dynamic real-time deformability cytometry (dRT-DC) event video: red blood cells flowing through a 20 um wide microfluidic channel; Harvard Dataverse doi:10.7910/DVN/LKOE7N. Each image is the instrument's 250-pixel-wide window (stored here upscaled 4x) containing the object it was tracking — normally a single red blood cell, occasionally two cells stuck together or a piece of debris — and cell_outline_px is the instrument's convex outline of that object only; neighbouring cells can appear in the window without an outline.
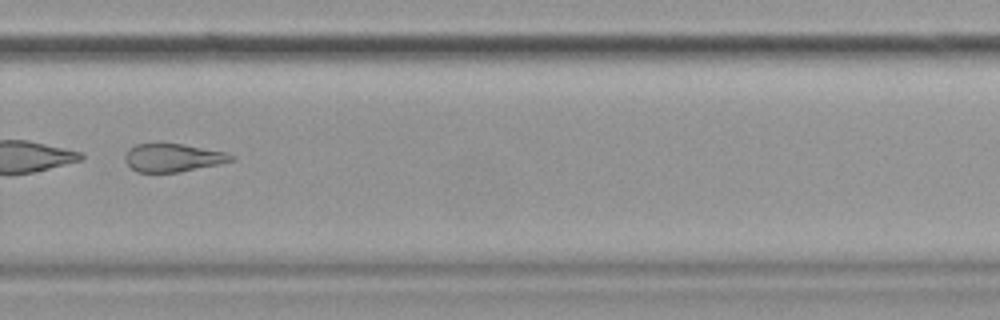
{"species": "common noctule bat (a hibernating species)", "species_latin": "Nyctalus noctula", "temperature_condition": "cold", "stored_images_in_passage": 45, "segment_of_instrument_passage": [2, 2], "camera_frame_rate_fps": 3000, "um_per_image_px": 0.085, "animal": {"sex": "female", "body_mass_g": 19.9}, "frame": {"image": 1, "passage_image": 30, "time_ms": 9.667, "image_size_px": [1000, 320], "cell_outline_px": [[236, 160], [220, 164], [180, 172], [136, 172], [124, 160], [124, 156], [128, 148], [136, 144], [184, 144], [228, 152], [236, 156]], "centroid_in_image_um": [14.75, 13.4], "position_along_channel_um": 315.1, "area_um2": 17.63}}